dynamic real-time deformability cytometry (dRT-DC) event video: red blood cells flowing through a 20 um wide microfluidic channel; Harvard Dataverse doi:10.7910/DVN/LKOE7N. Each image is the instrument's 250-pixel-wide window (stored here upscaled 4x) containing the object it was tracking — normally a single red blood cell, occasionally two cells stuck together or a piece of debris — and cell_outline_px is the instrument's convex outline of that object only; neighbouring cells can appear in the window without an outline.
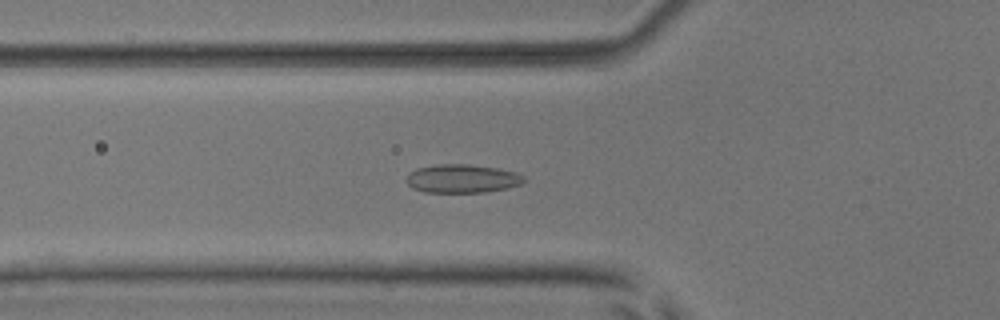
{"species": "common noctule bat (a hibernating species)", "species_latin": "Nyctalus noctula", "temperature_condition": "room temperature", "stored_images_in_passage": 54, "camera_frame_rate_fps": 3000, "um_per_image_px": 0.085, "animal": {"sex": "male", "body_mass_g": 17.9, "forearm_length_mm": 54.2}, "frame": {"image": 1, "passage_image": 20, "time_ms": 6.333, "image_size_px": [1000, 320], "cell_outline_px": [[524, 180], [520, 184], [508, 188], [484, 192], [424, 192], [412, 188], [404, 180], [408, 172], [416, 168], [440, 164], [468, 164], [496, 168], [516, 172], [524, 176]], "centroid_in_image_um": [39.23, 15.18], "position_along_channel_um": 86.6, "area_um2": 19.59}}
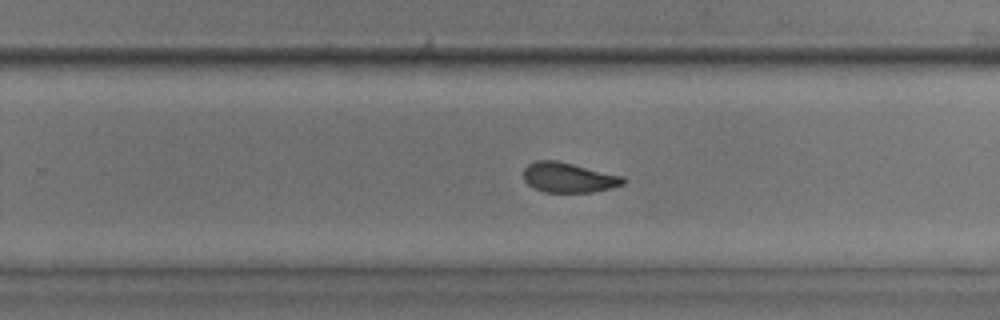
{"frame": {"image": 2, "passage_image": 35, "time_ms": 11.333, "image_size_px": [1000, 320], "cell_outline_px": [[624, 184], [612, 188], [592, 192], [544, 192], [528, 184], [524, 180], [524, 168], [528, 164], [536, 160], [556, 160], [624, 176]], "centroid_in_image_um": [48.33, 15.09], "position_along_channel_um": 281.5, "area_um2": 17.34}}
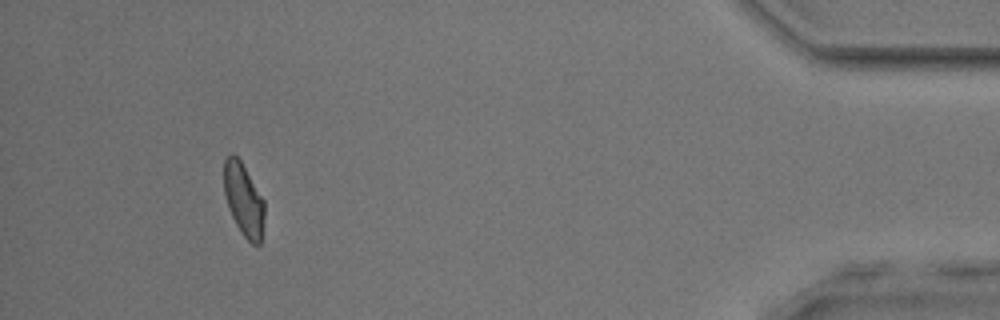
{"frame": {"image": 3, "passage_image": 50, "time_ms": 16.333, "image_size_px": [1000, 320], "cell_outline_px": [[264, 216], [260, 244], [252, 244], [240, 232], [228, 208], [224, 196], [224, 160], [232, 152], [240, 160], [264, 200]], "centroid_in_image_um": [20.69, 16.97], "position_along_channel_um": 414.5, "area_um2": 17.05}, "authors_computed_cell_mechanics": {"area_um2": 18.1492, "velocity_mm_per_s": 3.9065, "shape_relaxation_time_tau1_ms": 11.1844, "shape_relaxation_time_tau2_ms": 1.3763, "deformation_change_tau1": 0.1787, "deformation_change_tau2": 0.0589}}